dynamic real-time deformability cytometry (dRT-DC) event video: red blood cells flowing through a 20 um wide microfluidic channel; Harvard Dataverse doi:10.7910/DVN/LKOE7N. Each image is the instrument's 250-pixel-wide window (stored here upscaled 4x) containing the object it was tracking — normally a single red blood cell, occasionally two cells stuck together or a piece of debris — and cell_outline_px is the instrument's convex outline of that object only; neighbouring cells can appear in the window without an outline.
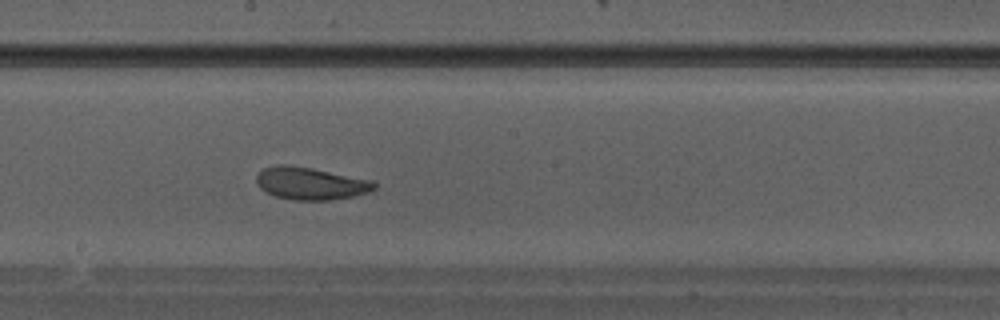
{"species": "Egyptian fruit bat (a non-hibernating species)", "species_latin": "Rousettus aegyptiacus", "temperature_condition": "warm", "stored_images_in_passage": 28, "camera_frame_rate_fps": 3000, "um_per_image_px": 0.085, "animal": {"sex": "male"}, "frame": {"image": 1, "passage_image": 13, "time_ms": 4.0, "image_size_px": [1000, 320], "cell_outline_px": [[376, 188], [368, 192], [352, 196], [328, 200], [296, 200], [276, 196], [264, 192], [256, 184], [256, 176], [264, 168], [276, 164], [288, 164], [312, 168], [368, 180], [376, 184]], "centroid_in_image_um": [26.32, 15.59], "position_along_channel_um": 221.9, "area_um2": 22.02}}